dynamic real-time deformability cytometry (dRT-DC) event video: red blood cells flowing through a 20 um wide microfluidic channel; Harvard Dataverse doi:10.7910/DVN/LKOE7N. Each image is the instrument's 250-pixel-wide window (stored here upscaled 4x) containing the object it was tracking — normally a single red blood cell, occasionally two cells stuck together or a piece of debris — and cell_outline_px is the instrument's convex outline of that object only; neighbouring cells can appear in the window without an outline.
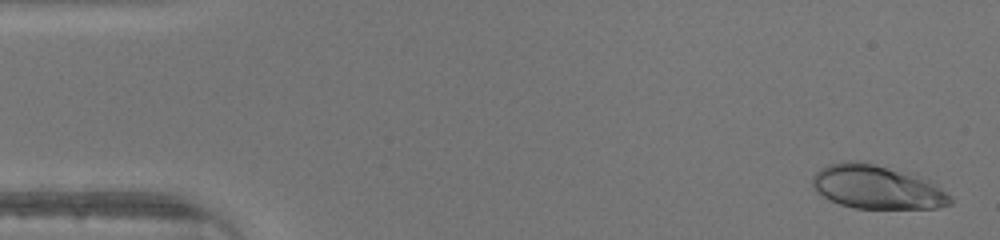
{"species": "human", "species_latin": "Homo sapiens", "temperature_condition": "warm", "stored_images_in_passage": 47, "camera_frame_rate_fps": 3000, "um_per_image_px": 0.085, "donor": {"sex": "male"}, "frame": {"image": 1, "passage_image": 2, "time_ms": 0.333, "image_size_px": [1000, 240], "cell_outline_px": [[952, 204], [936, 208], [856, 208], [840, 204], [828, 200], [816, 192], [812, 184], [812, 176], [820, 168], [828, 164], [848, 160], [856, 160], [912, 172], [940, 188], [952, 196]], "centroid_in_image_um": [74.51, 15.89], "position_along_channel_um": 10.5, "area_um2": 35.37}}
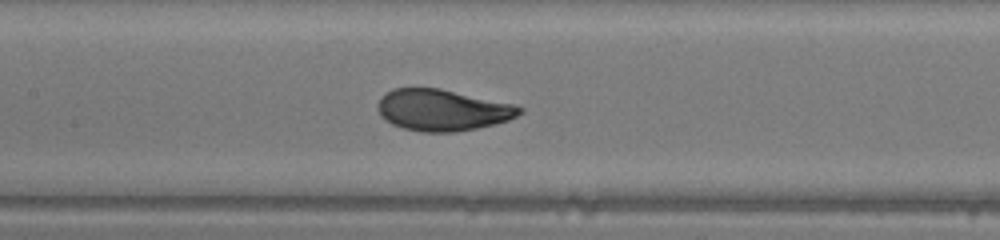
{"frame": {"image": 2, "passage_image": 22, "time_ms": 7.0, "image_size_px": [1000, 240], "cell_outline_px": [[524, 112], [508, 120], [476, 128], [452, 132], [420, 132], [404, 128], [392, 124], [380, 116], [376, 108], [380, 96], [392, 88], [440, 88], [512, 104], [524, 108]], "centroid_in_image_um": [37.56, 9.35], "position_along_channel_um": 169.8, "area_um2": 34.16}}
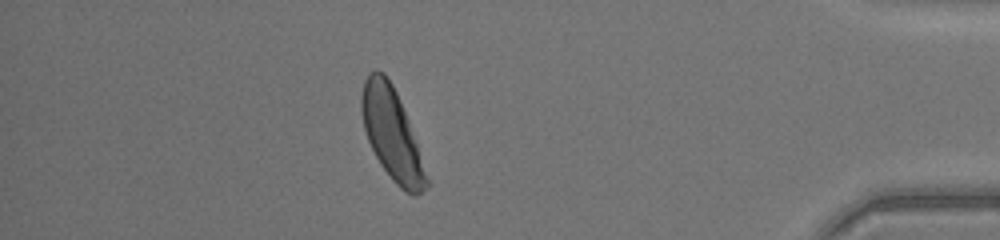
{"frame": {"image": 3, "passage_image": 41, "time_ms": 13.333, "image_size_px": [1000, 240], "cell_outline_px": [[432, 184], [428, 188], [416, 196], [412, 196], [404, 192], [392, 180], [380, 164], [368, 140], [364, 128], [360, 108], [360, 96], [364, 80], [368, 72], [376, 68], [384, 72], [392, 84], [396, 92], [404, 112]], "centroid_in_image_um": [33.31, 11.43], "position_along_channel_um": 401.9, "area_um2": 34.68}}